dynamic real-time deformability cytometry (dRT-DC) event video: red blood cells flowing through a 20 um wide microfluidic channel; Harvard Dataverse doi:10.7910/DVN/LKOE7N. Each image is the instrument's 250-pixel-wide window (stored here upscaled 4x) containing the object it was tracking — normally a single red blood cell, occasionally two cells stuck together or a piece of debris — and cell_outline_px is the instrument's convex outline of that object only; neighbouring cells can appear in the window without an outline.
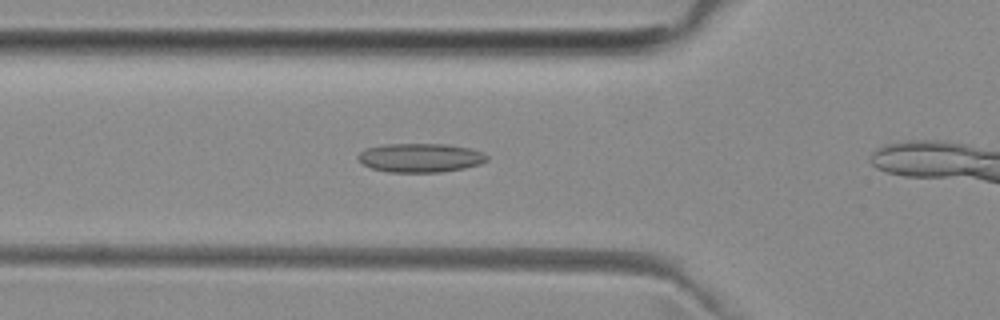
{"species": "common noctule bat (a hibernating species)", "species_latin": "Nyctalus noctula", "temperature_condition": "room temperature", "stored_images_in_passage": 27, "camera_frame_rate_fps": 3000, "um_per_image_px": 0.085, "animal": {"sex": "female", "body_mass_g": 29.2, "forearm_length_mm": 56.3}, "frame": {"image": 1, "passage_image": 10, "time_ms": 3.0, "image_size_px": [1000, 320], "cell_outline_px": [[488, 160], [480, 164], [464, 168], [440, 172], [388, 172], [372, 168], [364, 164], [356, 156], [364, 148], [388, 144], [444, 144], [468, 148], [480, 152], [488, 156]], "centroid_in_image_um": [35.71, 13.41], "position_along_channel_um": 90.1, "area_um2": 21.56}}
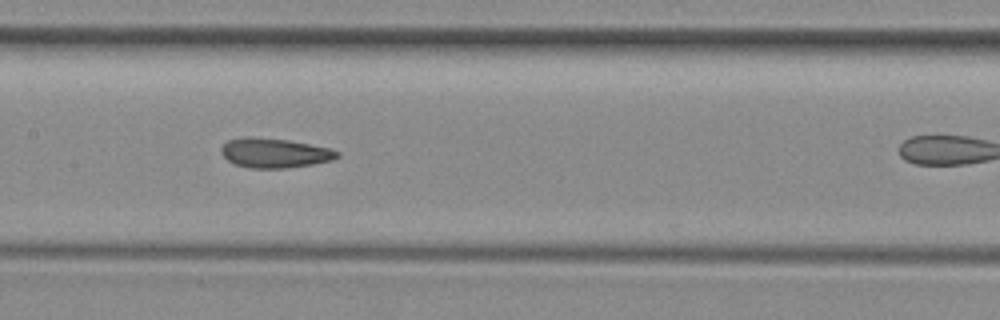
{"frame": {"image": 2, "passage_image": 17, "time_ms": 5.333, "image_size_px": [1000, 320], "cell_outline_px": [[340, 156], [332, 160], [312, 164], [284, 168], [252, 168], [236, 164], [228, 160], [220, 152], [220, 148], [228, 140], [244, 136], [252, 136], [288, 140], [328, 148], [340, 152]], "centroid_in_image_um": [23.32, 12.99], "position_along_channel_um": 184.1, "area_um2": 19.88}}
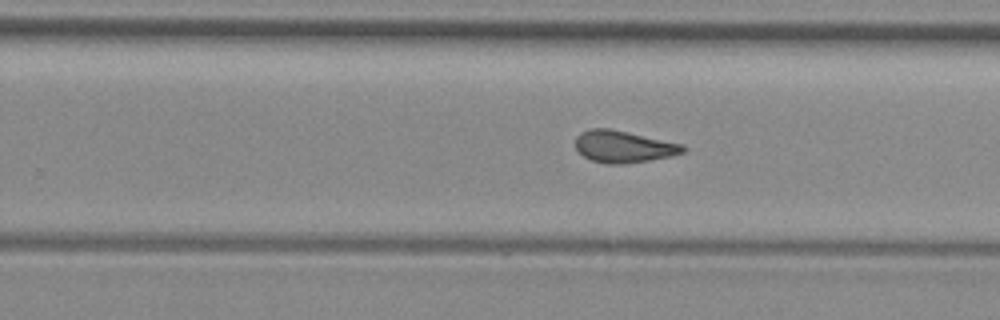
{"frame": {"image": 3, "passage_image": 24, "time_ms": 7.667, "image_size_px": [1000, 320], "cell_outline_px": [[684, 152], [672, 156], [624, 164], [608, 164], [592, 160], [584, 156], [576, 148], [576, 136], [580, 132], [588, 128], [608, 128], [684, 144]], "centroid_in_image_um": [52.98, 12.45], "position_along_channel_um": 276.8, "area_um2": 19.88}}